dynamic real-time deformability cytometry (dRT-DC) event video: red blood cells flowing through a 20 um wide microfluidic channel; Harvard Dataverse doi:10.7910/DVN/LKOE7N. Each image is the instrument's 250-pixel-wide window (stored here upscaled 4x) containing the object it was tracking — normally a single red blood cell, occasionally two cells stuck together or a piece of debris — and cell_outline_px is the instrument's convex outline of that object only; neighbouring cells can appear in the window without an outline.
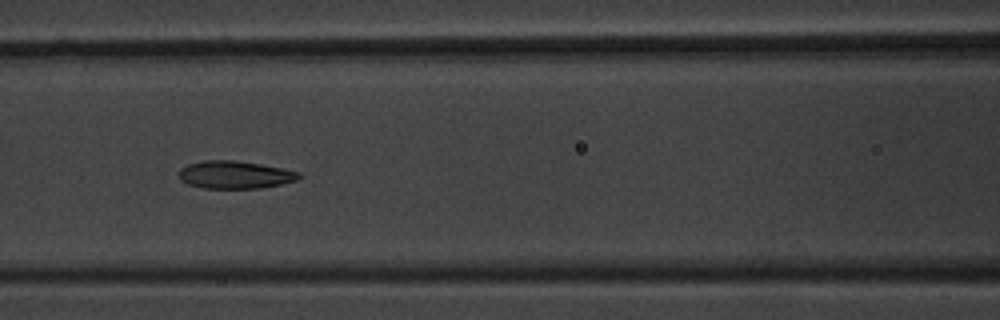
{"species": "common noctule bat (a hibernating species)", "species_latin": "Nyctalus noctula", "temperature_condition": "warm", "stored_images_in_passage": 10, "camera_frame_rate_fps": 3000, "um_per_image_px": 0.085, "animal": {"sex": "male", "body_mass_g": 20.1, "forearm_length_mm": 53.5}, "frame": {"image": 1, "passage_image": 6, "time_ms": 6.0, "image_size_px": [1000, 320], "cell_outline_px": [[300, 176], [296, 180], [280, 184], [260, 188], [204, 188], [188, 184], [180, 180], [180, 168], [188, 164], [204, 160], [232, 160], [260, 164], [300, 172]], "centroid_in_image_um": [19.94, 14.85], "position_along_channel_um": 146.7, "area_um2": 19.13}}
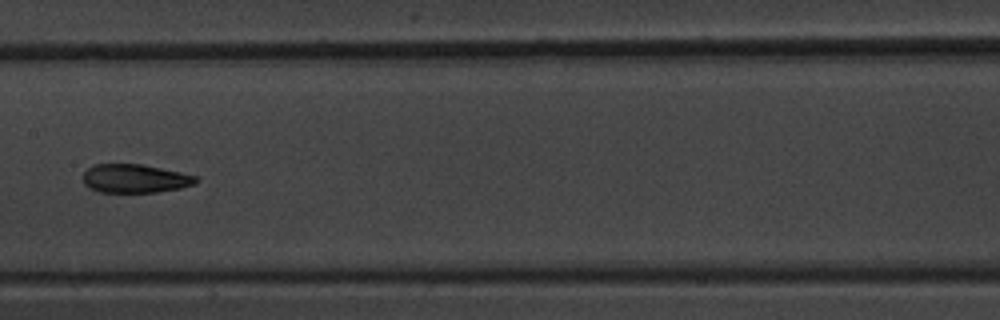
{"frame": {"image": 2, "passage_image": 7, "time_ms": 7.333, "image_size_px": [1000, 320], "cell_outline_px": [[200, 180], [196, 184], [180, 188], [156, 192], [100, 192], [88, 188], [84, 184], [84, 172], [88, 168], [96, 164], [140, 164], [180, 172], [196, 176]], "centroid_in_image_um": [11.48, 15.18], "position_along_channel_um": 195.9, "area_um2": 18.79}}
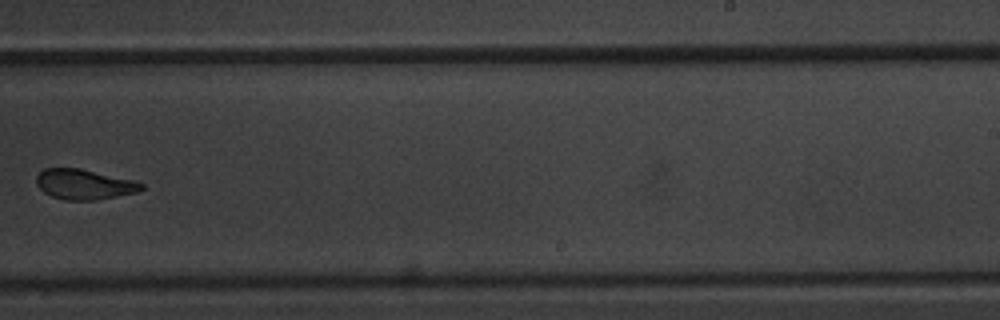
{"frame": {"image": 3, "passage_image": 9, "time_ms": 9.667, "image_size_px": [1000, 320], "cell_outline_px": [[144, 188], [136, 192], [96, 200], [64, 200], [52, 196], [44, 192], [36, 184], [36, 176], [44, 168], [80, 168], [132, 180], [144, 184]], "centroid_in_image_um": [7.12, 15.67], "position_along_channel_um": 281.9, "area_um2": 18.32}}